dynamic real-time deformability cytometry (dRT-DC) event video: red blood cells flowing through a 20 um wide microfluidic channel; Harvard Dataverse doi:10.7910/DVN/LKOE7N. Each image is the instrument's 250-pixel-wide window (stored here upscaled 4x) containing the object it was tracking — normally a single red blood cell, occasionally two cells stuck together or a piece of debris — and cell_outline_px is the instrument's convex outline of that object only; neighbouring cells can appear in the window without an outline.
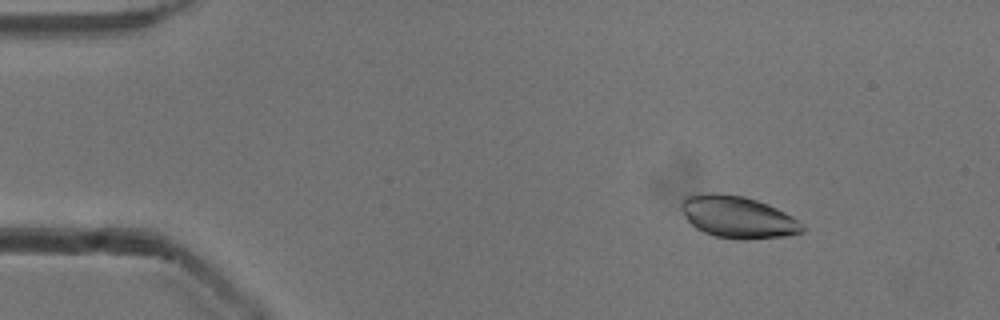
{"species": "common noctule bat (a hibernating species)", "species_latin": "Nyctalus noctula", "temperature_condition": "cold", "stored_images_in_passage": 53, "camera_frame_rate_fps": 3000, "um_per_image_px": 0.085, "animal": {"sex": "male", "body_mass_g": 13.3}, "frame": {"image": 1, "passage_image": 7, "time_ms": 2.0, "image_size_px": [1000, 320], "cell_outline_px": [[804, 232], [788, 236], [748, 240], [736, 240], [716, 236], [704, 232], [696, 228], [688, 220], [680, 208], [680, 200], [684, 196], [712, 192], [744, 196], [768, 204], [792, 216], [804, 228]], "centroid_in_image_um": [62.69, 18.45], "position_along_channel_um": 22.3, "area_um2": 29.77}}
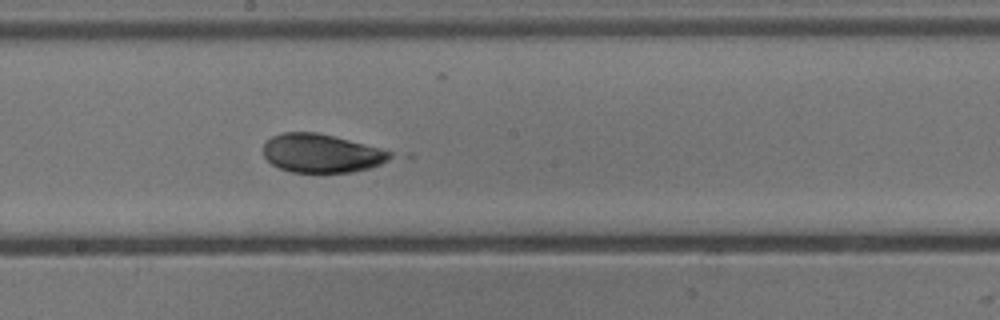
{"frame": {"image": 2, "passage_image": 29, "time_ms": 9.333, "image_size_px": [1000, 320], "cell_outline_px": [[396, 156], [380, 164], [368, 168], [352, 172], [292, 172], [280, 168], [272, 164], [264, 156], [264, 144], [272, 136], [284, 132], [316, 132], [364, 144], [392, 152]], "centroid_in_image_um": [27.32, 13.03], "position_along_channel_um": 220.9, "area_um2": 28.21}}
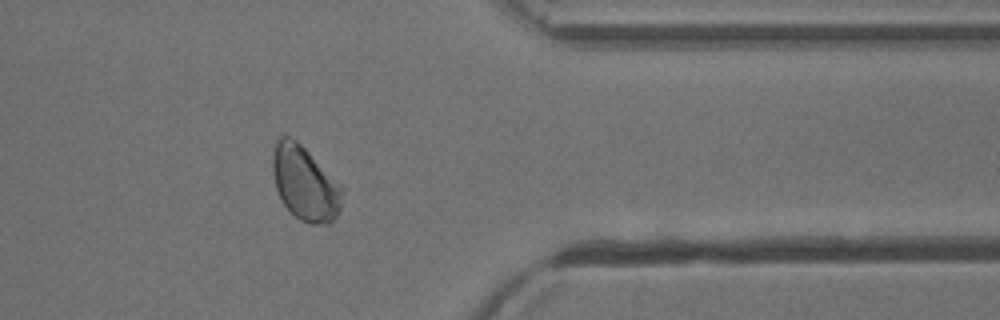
{"frame": {"image": 3, "passage_image": 43, "time_ms": 14.0, "image_size_px": [1000, 320], "cell_outline_px": [[344, 188], [340, 212], [328, 224], [308, 224], [300, 220], [284, 204], [276, 188], [272, 172], [272, 156], [276, 136], [288, 136], [296, 140]], "centroid_in_image_um": [25.91, 15.58], "position_along_channel_um": 385.5, "area_um2": 30.06}, "authors_computed_cell_mechanics": {"area_um2": 29.3624, "velocity_mm_per_s": 3.8631, "shape_relaxation_time_tau1_ms": 3.8114, "shape_relaxation_time_tau2_ms": 2.8171, "deformation_change_tau1": 0.0839, "deformation_change_tau2": 0.0524}}